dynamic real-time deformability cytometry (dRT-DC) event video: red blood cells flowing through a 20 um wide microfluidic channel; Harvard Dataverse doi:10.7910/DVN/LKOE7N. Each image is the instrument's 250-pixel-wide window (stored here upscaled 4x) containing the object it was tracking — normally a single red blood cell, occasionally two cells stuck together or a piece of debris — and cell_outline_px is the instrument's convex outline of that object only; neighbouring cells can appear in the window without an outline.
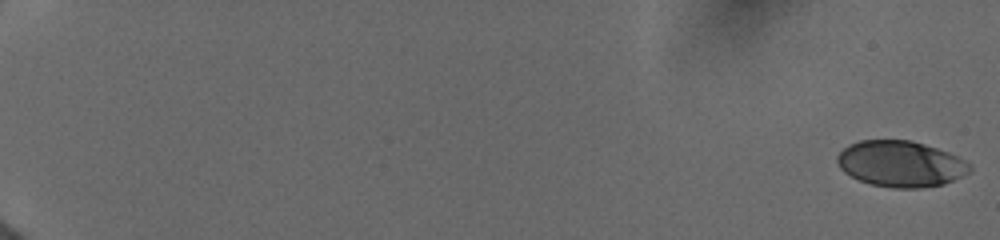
{"species": "human", "species_latin": "Homo sapiens", "temperature_condition": "cold", "stored_images_in_passage": 47, "camera_frame_rate_fps": 3000, "um_per_image_px": 0.085, "donor": {"sex": "female"}, "frame": {"image": 1, "passage_image": 1, "time_ms": 0.0, "image_size_px": [1000, 240], "cell_outline_px": [[972, 172], [964, 176], [944, 184], [920, 188], [892, 188], [872, 184], [860, 180], [844, 172], [840, 168], [836, 160], [836, 156], [848, 144], [860, 140], [912, 140], [948, 152], [964, 160], [972, 168]], "centroid_in_image_um": [76.56, 13.93], "position_along_channel_um": 8.4, "area_um2": 35.6}}
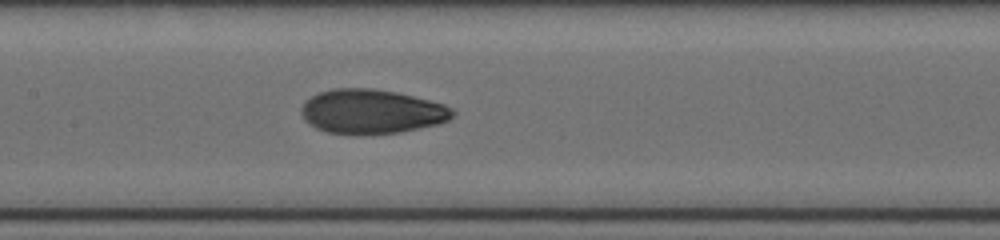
{"frame": {"image": 2, "passage_image": 26, "time_ms": 10.0, "image_size_px": [1000, 240], "cell_outline_px": [[456, 112], [448, 120], [436, 124], [400, 132], [328, 132], [316, 128], [308, 124], [304, 120], [304, 104], [312, 96], [320, 92], [332, 88], [368, 88], [396, 92], [444, 104], [452, 108]], "centroid_in_image_um": [31.62, 9.45], "position_along_channel_um": 175.8, "area_um2": 37.92}}
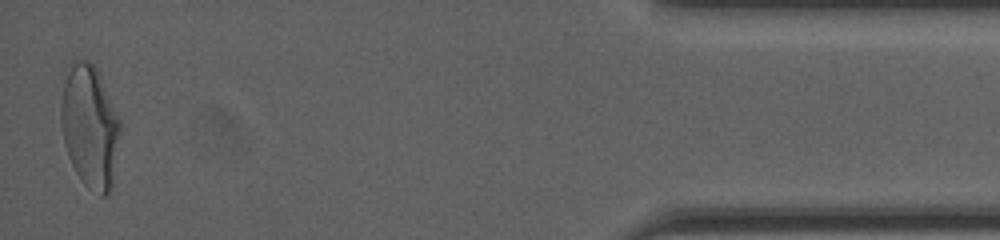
{"frame": {"image": 3, "passage_image": 47, "time_ms": 18.0, "image_size_px": [1000, 240], "cell_outline_px": [[120, 128], [112, 188], [104, 196], [100, 196], [88, 188], [80, 180], [68, 156], [64, 144], [60, 120], [60, 104], [68, 64], [72, 60], [88, 60], [96, 68], [120, 120]], "centroid_in_image_um": [7.61, 10.76], "position_along_channel_um": 427.6, "area_um2": 42.31}, "authors_computed_cell_mechanics": {"area_um2": 37.5122, "velocity_mm_per_s": 3.9444, "shape_relaxation_time_tau1_ms": 4.6199, "shape_relaxation_time_tau2_ms": 1.1727, "deformation_change_tau1": 0.1624, "deformation_change_tau2": 0.0625}}